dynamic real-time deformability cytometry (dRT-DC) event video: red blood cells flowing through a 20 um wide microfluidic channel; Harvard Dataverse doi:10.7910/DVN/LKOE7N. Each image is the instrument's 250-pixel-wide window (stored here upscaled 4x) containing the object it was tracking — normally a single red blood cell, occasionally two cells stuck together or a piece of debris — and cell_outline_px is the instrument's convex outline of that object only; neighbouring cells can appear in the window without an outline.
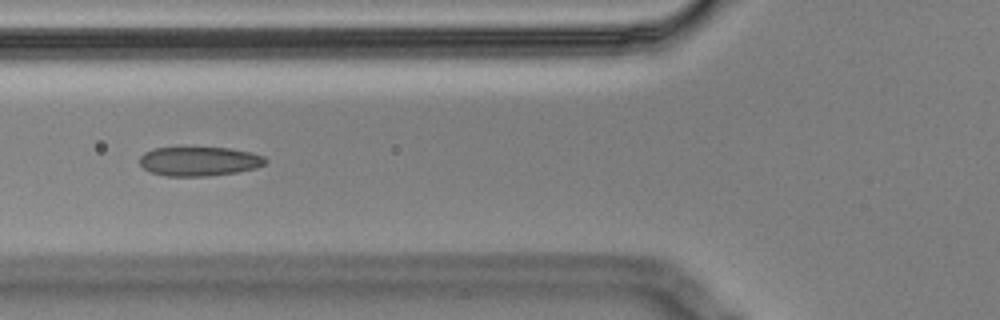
{"species": "Egyptian fruit bat (a non-hibernating species)", "species_latin": "Rousettus aegyptiacus", "temperature_condition": "cold", "stored_images_in_passage": 14, "camera_frame_rate_fps": 3000, "um_per_image_px": 0.085, "animal": {"sex": "male"}, "frame": {"image": 1, "passage_image": 5, "time_ms": 1.333, "image_size_px": [1000, 320], "cell_outline_px": [[268, 160], [264, 164], [256, 168], [236, 172], [208, 176], [168, 176], [152, 172], [144, 168], [140, 164], [140, 156], [144, 152], [152, 148], [180, 144], [232, 148], [252, 152], [264, 156]], "centroid_in_image_um": [16.91, 13.64], "position_along_channel_um": 108.9, "area_um2": 22.54}}
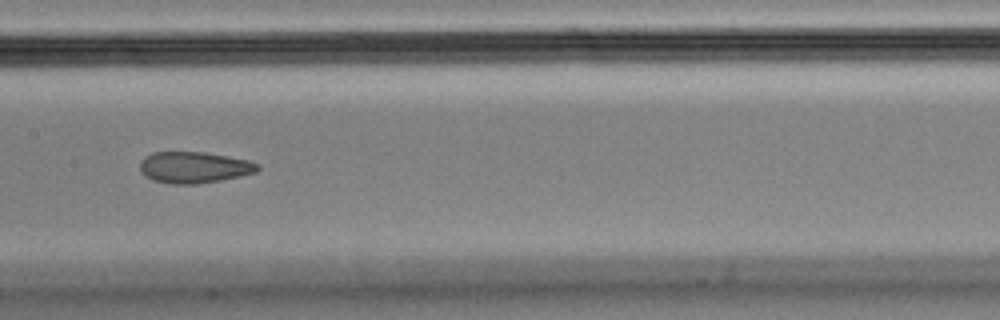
{"frame": {"image": 2, "passage_image": 7, "time_ms": 2.0, "image_size_px": [1000, 320], "cell_outline_px": [[260, 168], [256, 172], [240, 176], [220, 180], [196, 184], [172, 184], [152, 180], [144, 176], [140, 172], [140, 160], [144, 156], [152, 152], [204, 152], [248, 160], [260, 164]], "centroid_in_image_um": [16.46, 14.22], "position_along_channel_um": 190.9, "area_um2": 21.62}}
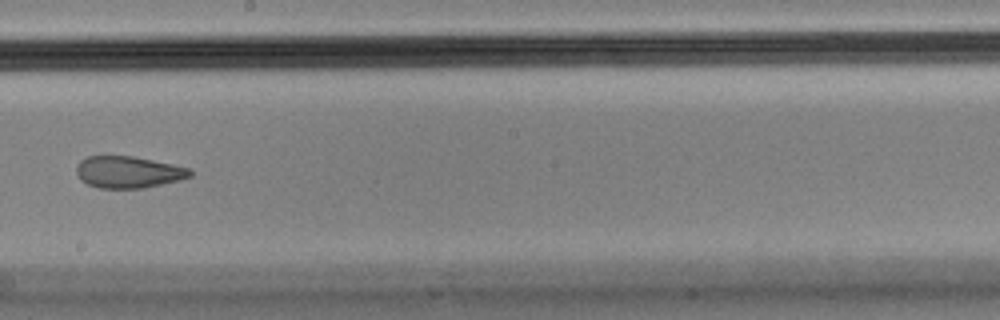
{"frame": {"image": 3, "passage_image": 8, "time_ms": 2.333, "image_size_px": [1000, 320], "cell_outline_px": [[192, 176], [180, 180], [140, 188], [100, 188], [88, 184], [80, 180], [76, 172], [76, 164], [80, 160], [88, 156], [132, 156], [192, 168]], "centroid_in_image_um": [10.9, 14.62], "position_along_channel_um": 237.3, "area_um2": 21.04}}